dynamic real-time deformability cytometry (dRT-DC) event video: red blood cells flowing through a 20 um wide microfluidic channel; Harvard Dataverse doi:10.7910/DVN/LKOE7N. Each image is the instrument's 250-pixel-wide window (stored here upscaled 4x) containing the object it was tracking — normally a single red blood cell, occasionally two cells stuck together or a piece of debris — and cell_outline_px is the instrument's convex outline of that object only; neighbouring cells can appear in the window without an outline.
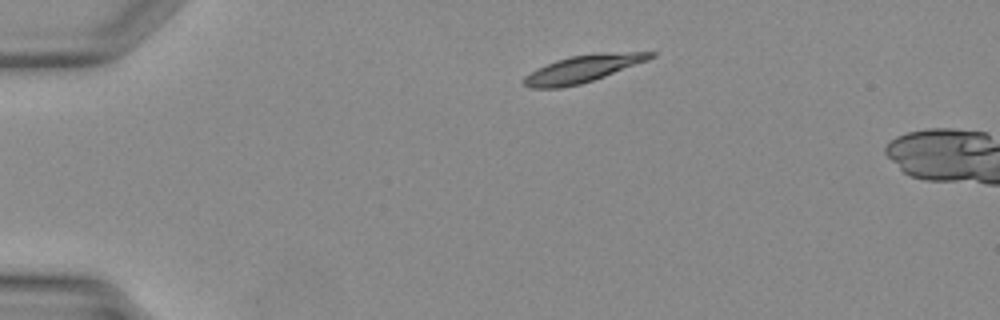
{"species": "Egyptian fruit bat (a non-hibernating species)", "species_latin": "Rousettus aegyptiacus", "temperature_condition": "warm", "stored_images_in_passage": 32, "camera_frame_rate_fps": 3000, "um_per_image_px": 0.085, "animal": {"sex": "female"}, "frame": {"image": 1, "passage_image": 1, "time_ms": 0.0, "image_size_px": [1000, 320], "cell_outline_px": [[656, 56], [648, 60], [604, 76], [580, 84], [560, 88], [528, 88], [520, 84], [520, 80], [524, 76], [536, 68], [556, 60], [568, 56], [604, 52], [656, 52]], "centroid_in_image_um": [49.46, 5.85], "position_along_channel_um": 35.5, "area_um2": 20.23}}
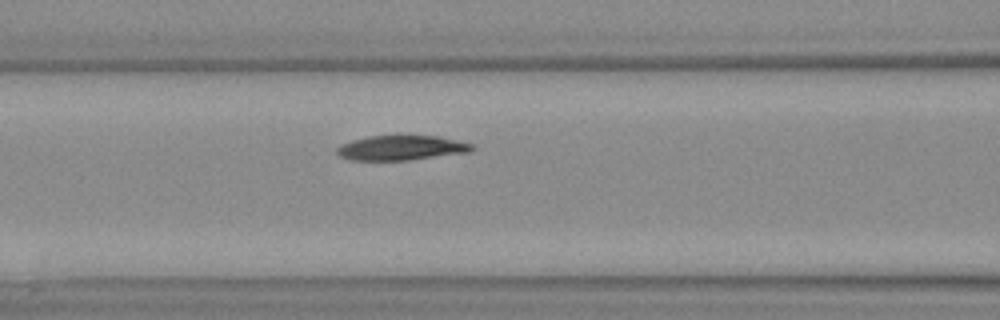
{"frame": {"image": 2, "passage_image": 10, "time_ms": 3.0, "image_size_px": [1000, 320], "cell_outline_px": [[476, 148], [468, 152], [408, 160], [352, 160], [340, 156], [336, 152], [336, 148], [340, 144], [352, 140], [368, 136], [440, 136], [476, 144]], "centroid_in_image_um": [34.13, 12.56], "position_along_channel_um": 132.5, "area_um2": 19.54}}
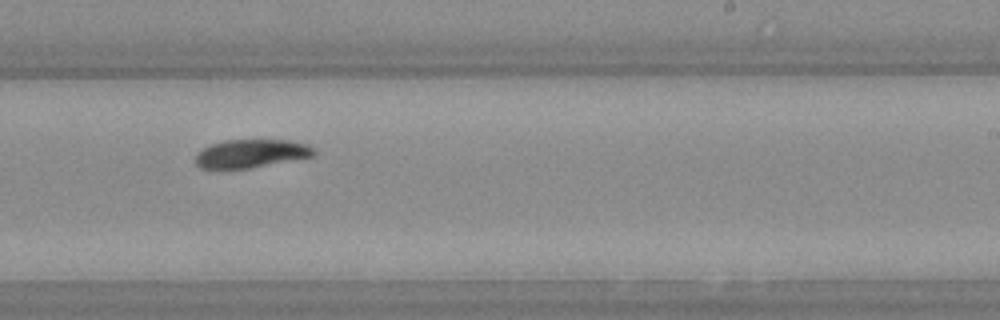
{"frame": {"image": 3, "passage_image": 18, "time_ms": 5.667, "image_size_px": [1000, 320], "cell_outline_px": [[316, 152], [312, 156], [248, 168], [200, 168], [196, 164], [196, 152], [212, 144], [224, 140], [288, 140], [308, 144], [316, 148]], "centroid_in_image_um": [21.35, 13.03], "position_along_channel_um": 267.6, "area_um2": 19.31}}